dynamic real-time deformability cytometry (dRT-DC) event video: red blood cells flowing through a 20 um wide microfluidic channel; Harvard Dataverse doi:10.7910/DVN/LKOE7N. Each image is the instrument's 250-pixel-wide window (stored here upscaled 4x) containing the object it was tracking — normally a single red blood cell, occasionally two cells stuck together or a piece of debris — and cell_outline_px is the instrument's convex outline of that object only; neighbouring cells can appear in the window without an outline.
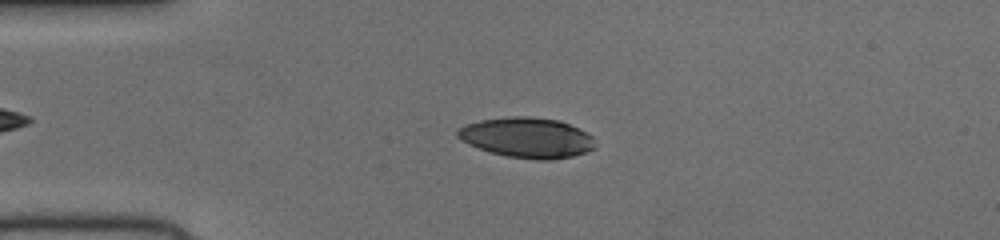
{"species": "human", "species_latin": "Homo sapiens", "temperature_condition": "cold", "stored_images_in_passage": 47, "camera_frame_rate_fps": 3000, "um_per_image_px": 0.085, "donor": {"sex": "female"}, "frame": {"image": 1, "passage_image": 13, "time_ms": 4.0, "image_size_px": [1000, 240], "cell_outline_px": [[592, 148], [584, 152], [572, 156], [548, 160], [540, 160], [508, 156], [492, 152], [468, 144], [460, 140], [456, 136], [456, 132], [464, 124], [480, 120], [512, 116], [524, 116], [560, 120], [592, 136]], "centroid_in_image_um": [44.73, 11.69], "position_along_channel_um": 40.3, "area_um2": 31.73}}
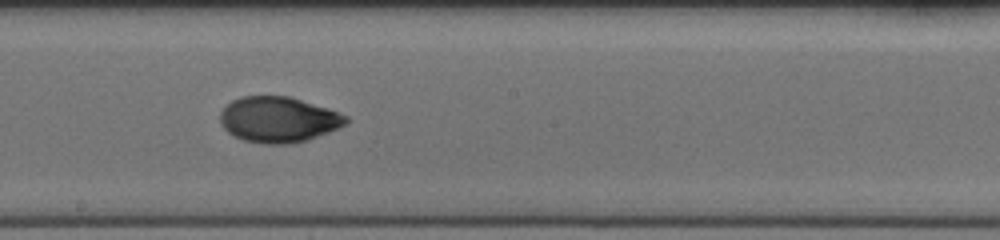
{"frame": {"image": 2, "passage_image": 29, "time_ms": 9.333, "image_size_px": [1000, 240], "cell_outline_px": [[348, 120], [344, 124], [328, 132], [308, 140], [288, 144], [264, 144], [244, 140], [228, 132], [224, 128], [220, 120], [220, 112], [232, 100], [240, 96], [288, 96], [348, 116]], "centroid_in_image_um": [23.62, 10.17], "position_along_channel_um": 224.6, "area_um2": 32.95}}
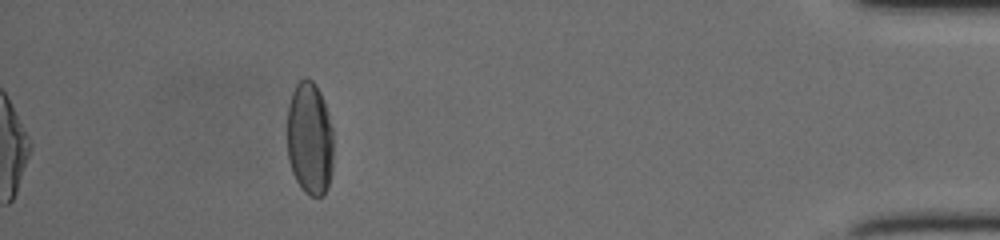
{"frame": {"image": 3, "passage_image": 47, "time_ms": 15.333, "image_size_px": [1000, 240], "cell_outline_px": [[332, 168], [328, 188], [324, 196], [312, 196], [304, 192], [296, 180], [292, 172], [288, 160], [288, 104], [292, 92], [296, 84], [304, 76], [308, 76], [316, 84], [320, 92], [328, 112], [332, 128]], "centroid_in_image_um": [26.33, 11.76], "position_along_channel_um": 408.9, "area_um2": 30.81}}